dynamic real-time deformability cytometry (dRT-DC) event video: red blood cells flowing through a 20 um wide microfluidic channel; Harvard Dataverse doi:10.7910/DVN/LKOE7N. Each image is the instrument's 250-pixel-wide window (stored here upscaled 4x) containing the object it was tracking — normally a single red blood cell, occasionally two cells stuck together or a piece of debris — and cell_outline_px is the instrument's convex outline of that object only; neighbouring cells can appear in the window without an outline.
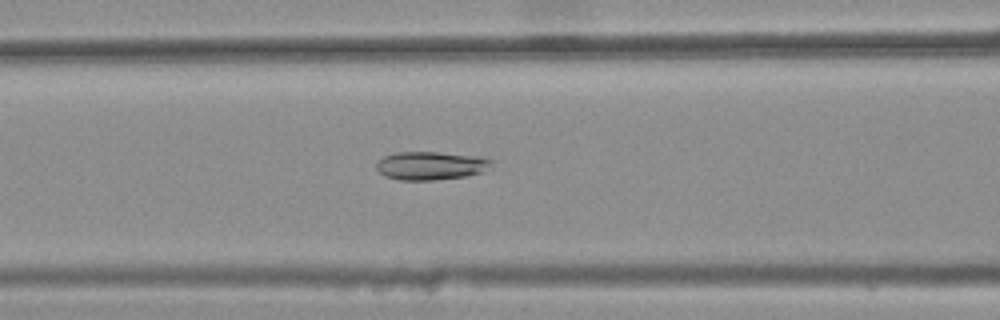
{"species": "common noctule bat (a hibernating species)", "species_latin": "Nyctalus noctula", "temperature_condition": "warm", "stored_images_in_passage": 30, "camera_frame_rate_fps": 3000, "um_per_image_px": 0.085, "animal": {"sex": "female", "body_mass_g": 25.1}, "frame": {"image": 1, "passage_image": 6, "time_ms": 1.667, "image_size_px": [1000, 320], "cell_outline_px": [[492, 160], [484, 172], [464, 176], [432, 180], [400, 180], [384, 176], [376, 168], [376, 164], [384, 156], [396, 152], [436, 152], [480, 156]], "centroid_in_image_um": [36.59, 14.08], "position_along_channel_um": 130.0, "area_um2": 18.84}}
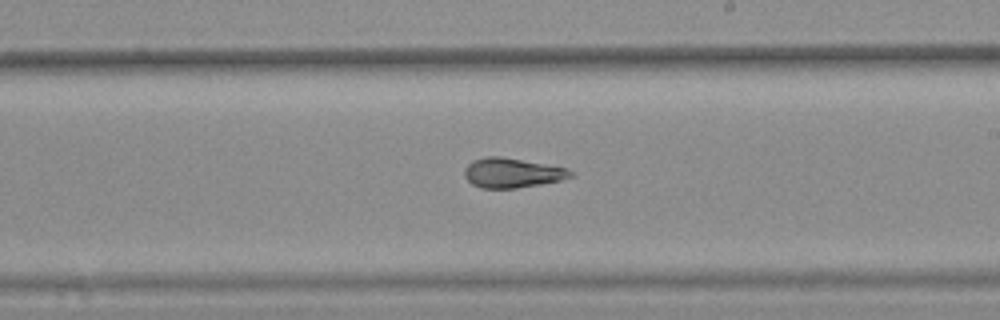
{"frame": {"image": 2, "passage_image": 15, "time_ms": 4.667, "image_size_px": [1000, 320], "cell_outline_px": [[572, 176], [560, 180], [540, 184], [516, 188], [480, 188], [472, 184], [464, 176], [464, 168], [472, 160], [484, 156], [500, 156], [564, 168], [572, 172]], "centroid_in_image_um": [43.44, 14.69], "position_along_channel_um": 245.6, "area_um2": 18.09}}
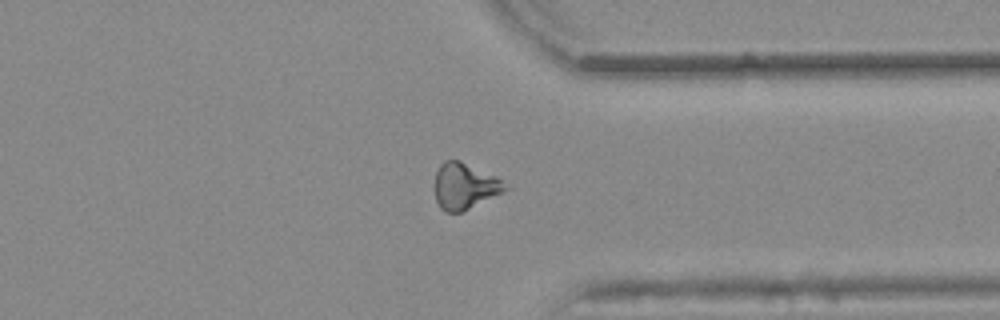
{"frame": {"image": 3, "passage_image": 25, "time_ms": 8.0, "image_size_px": [1000, 320], "cell_outline_px": [[512, 188], [504, 192], [460, 212], [444, 212], [440, 208], [436, 200], [436, 172], [440, 164], [444, 160], [460, 160], [496, 176], [504, 180]], "centroid_in_image_um": [39.54, 15.81], "position_along_channel_um": 371.9, "area_um2": 19.02}, "authors_computed_cell_mechanics": {"area_um2": 18.4671, "velocity_mm_per_s": 3.8532, "shape_relaxation_time_tau1_ms": null, "shape_relaxation_time_tau2_ms": 3.2028, "deformation_change_tau1": null, "deformation_change_tau2": 0.0891}}